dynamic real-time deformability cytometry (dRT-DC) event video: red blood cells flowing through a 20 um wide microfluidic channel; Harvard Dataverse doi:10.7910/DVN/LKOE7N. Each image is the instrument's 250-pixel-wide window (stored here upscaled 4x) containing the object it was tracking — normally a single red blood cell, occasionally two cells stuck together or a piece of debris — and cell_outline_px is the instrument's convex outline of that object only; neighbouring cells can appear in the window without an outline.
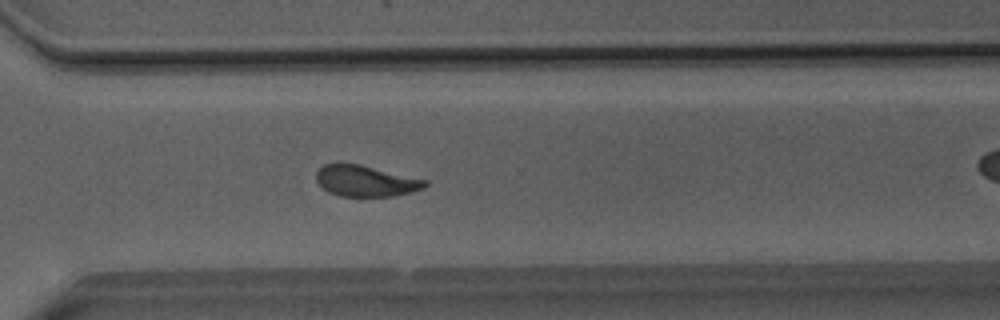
{"species": "Egyptian fruit bat (a non-hibernating species)", "species_latin": "Rousettus aegyptiacus", "temperature_condition": "room temperature", "stored_images_in_passage": 42, "camera_frame_rate_fps": 3000, "um_per_image_px": 0.085, "animal": {"sex": "male"}, "frame": {"image": 1, "passage_image": 30, "time_ms": 9.667, "image_size_px": [1000, 320], "cell_outline_px": [[428, 184], [424, 188], [412, 192], [396, 196], [340, 196], [328, 192], [316, 180], [316, 172], [324, 164], [360, 164], [428, 180]], "centroid_in_image_um": [31.12, 15.39], "position_along_channel_um": 339.5, "area_um2": 19.65}, "authors_computed_cell_mechanics": {"area_um2": 20.6057, "velocity_mm_per_s": 4.0476, "shape_relaxation_time_tau1_ms": 3.2245, "shape_relaxation_time_tau2_ms": 1.4309, "deformation_change_tau1": 0.1399, "deformation_change_tau2": 0.09}}